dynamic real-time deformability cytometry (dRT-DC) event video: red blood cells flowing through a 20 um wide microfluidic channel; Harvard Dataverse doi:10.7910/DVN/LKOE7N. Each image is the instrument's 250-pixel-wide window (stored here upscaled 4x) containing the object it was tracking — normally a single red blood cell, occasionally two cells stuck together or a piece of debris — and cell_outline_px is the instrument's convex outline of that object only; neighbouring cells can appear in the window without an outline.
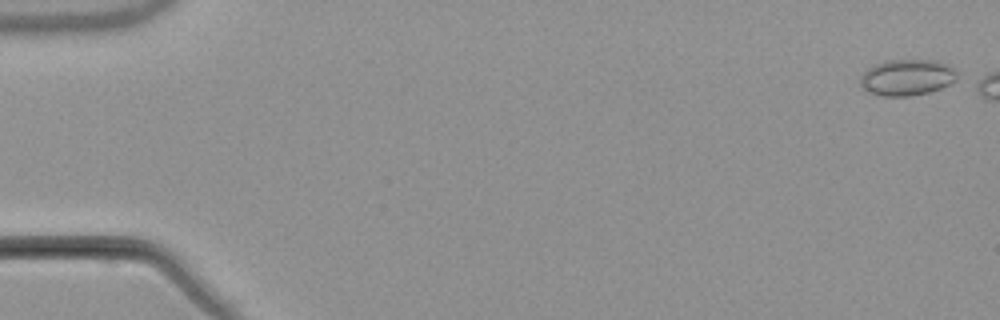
{"species": "common noctule bat (a hibernating species)", "species_latin": "Nyctalus noctula", "temperature_condition": "warm", "stored_images_in_passage": 3, "camera_frame_rate_fps": 3000, "um_per_image_px": 0.085, "animal": {"sex": "male", "body_mass_g": 21.5, "forearm_length_mm": 52.0}, "frame": {"image": 1, "passage_image": 1, "time_ms": 0.0, "image_size_px": [1000, 320], "cell_outline_px": [[956, 80], [940, 88], [928, 92], [908, 96], [884, 96], [860, 88], [860, 76], [868, 68], [876, 64], [888, 60], [936, 60], [948, 64], [956, 72]], "centroid_in_image_um": [77.07, 6.57], "position_along_channel_um": 7.9, "area_um2": 20.23}}